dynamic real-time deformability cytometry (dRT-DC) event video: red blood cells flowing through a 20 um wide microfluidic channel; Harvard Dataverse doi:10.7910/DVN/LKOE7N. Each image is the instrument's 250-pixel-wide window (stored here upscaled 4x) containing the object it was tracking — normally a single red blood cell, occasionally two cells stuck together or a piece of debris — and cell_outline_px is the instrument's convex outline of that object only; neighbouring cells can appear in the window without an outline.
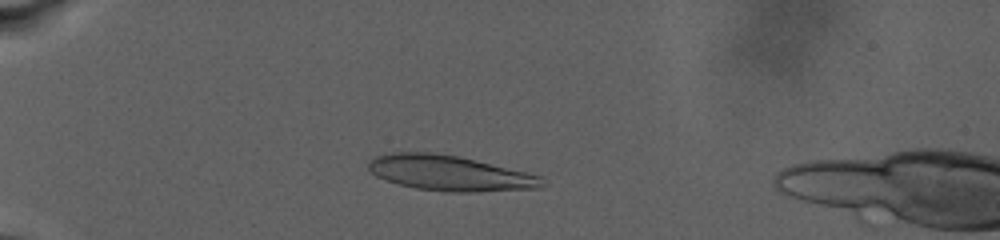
{"species": "human", "species_latin": "Homo sapiens", "temperature_condition": "warm", "stored_images_in_passage": 79, "camera_frame_rate_fps": 3000, "um_per_image_px": 0.085, "donor": {"sex": "male"}, "frame": {"image": 1, "passage_image": 13, "time_ms": 7.333, "image_size_px": [1000, 240], "cell_outline_px": [[548, 184], [540, 188], [476, 192], [452, 192], [416, 188], [400, 184], [376, 176], [368, 168], [368, 160], [376, 156], [392, 152], [432, 152], [460, 156], [540, 176]], "centroid_in_image_um": [38.23, 14.71], "position_along_channel_um": 46.8, "area_um2": 35.6}}
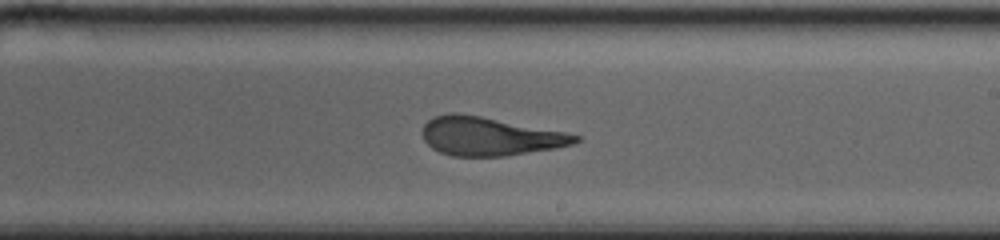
{"frame": {"image": 2, "passage_image": 51, "time_ms": 16.667, "image_size_px": [1000, 240], "cell_outline_px": [[580, 140], [572, 144], [556, 148], [504, 156], [452, 156], [440, 152], [432, 148], [424, 140], [424, 124], [428, 120], [436, 116], [448, 112], [456, 112], [480, 116], [564, 132], [580, 136]], "centroid_in_image_um": [41.6, 11.59], "position_along_channel_um": 247.4, "area_um2": 33.93}}
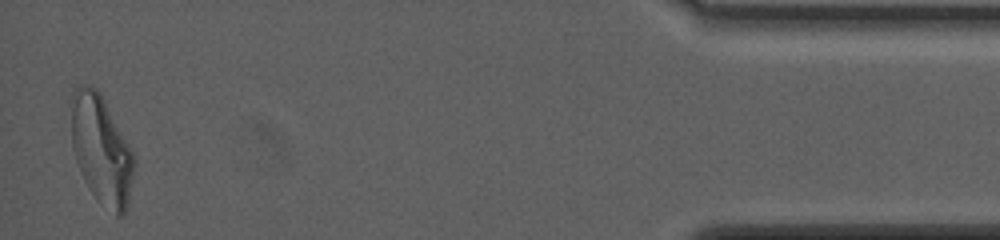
{"frame": {"image": 3, "passage_image": 79, "time_ms": 26.0, "image_size_px": [1000, 240], "cell_outline_px": [[136, 164], [128, 200], [124, 212], [120, 216], [116, 216], [100, 204], [84, 180], [80, 172], [72, 148], [72, 88], [80, 84], [92, 84], [100, 92], [136, 156]], "centroid_in_image_um": [8.62, 12.7], "position_along_channel_um": 426.6, "area_um2": 40.11}, "authors_computed_cell_mechanics": {"area_um2": 35.1424, "velocity_mm_per_s": 2.6465, "shape_relaxation_time_tau1_ms": 9.1106, "shape_relaxation_time_tau2_ms": 1.3773, "deformation_change_tau1": 0.2509, "deformation_change_tau2": 0.0929}}